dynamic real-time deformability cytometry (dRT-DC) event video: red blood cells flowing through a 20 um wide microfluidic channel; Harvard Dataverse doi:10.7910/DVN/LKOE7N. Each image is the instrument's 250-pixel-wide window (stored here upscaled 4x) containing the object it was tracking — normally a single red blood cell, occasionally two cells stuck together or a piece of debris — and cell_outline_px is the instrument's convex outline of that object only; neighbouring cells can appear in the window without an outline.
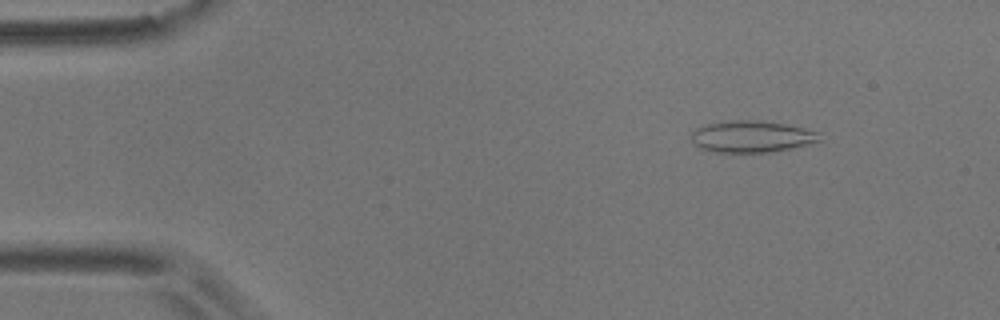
{"species": "common noctule bat (a hibernating species)", "species_latin": "Nyctalus noctula", "temperature_condition": "room temperature", "stored_images_in_passage": 5, "camera_frame_rate_fps": 3000, "um_per_image_px": 0.085, "animal": {"sex": "male", "body_mass_g": 17.9}, "frame": {"image": 1, "passage_image": 2, "time_ms": 1.333, "image_size_px": [1000, 320], "cell_outline_px": [[820, 140], [808, 144], [768, 152], [716, 152], [700, 148], [692, 140], [692, 132], [696, 128], [704, 124], [732, 120], [760, 120], [784, 124], [804, 128], [820, 132]], "centroid_in_image_um": [63.87, 11.59], "position_along_channel_um": 21.1, "area_um2": 23.47}}
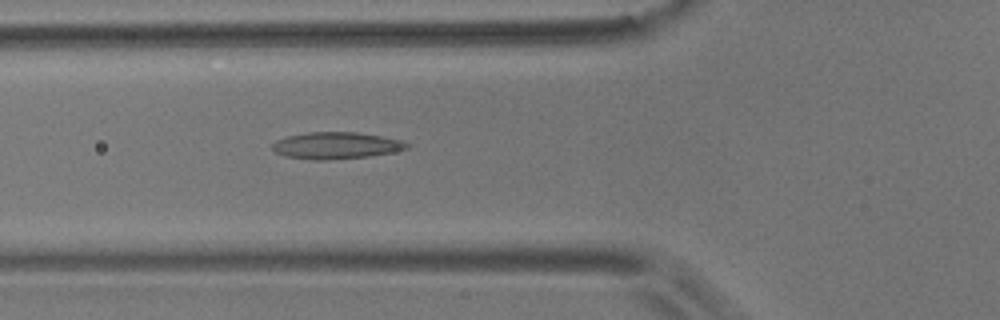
{"frame": {"image": 2, "passage_image": 5, "time_ms": 5.667, "image_size_px": [1000, 320], "cell_outline_px": [[412, 144], [408, 148], [392, 152], [368, 156], [328, 160], [312, 160], [284, 156], [276, 152], [272, 148], [272, 144], [276, 140], [288, 136], [308, 132], [356, 132], [404, 140]], "centroid_in_image_um": [28.59, 12.37], "position_along_channel_um": 97.2, "area_um2": 21.04}}